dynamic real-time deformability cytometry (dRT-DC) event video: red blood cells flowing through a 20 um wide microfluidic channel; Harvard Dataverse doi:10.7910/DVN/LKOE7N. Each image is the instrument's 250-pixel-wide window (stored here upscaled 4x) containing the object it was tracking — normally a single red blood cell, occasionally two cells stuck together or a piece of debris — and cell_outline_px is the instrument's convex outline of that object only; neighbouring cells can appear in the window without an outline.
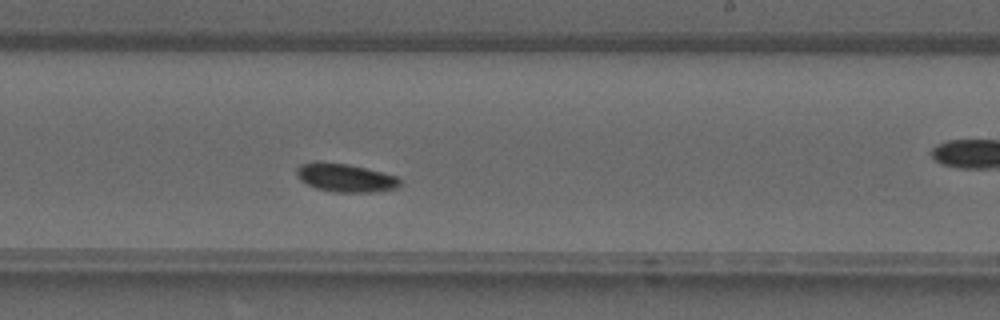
{"species": "common noctule bat (a hibernating species)", "species_latin": "Nyctalus noctula", "temperature_condition": "warm", "stored_images_in_passage": 31, "camera_frame_rate_fps": 3000, "um_per_image_px": 0.085, "animal": {"sex": "male", "forearm_length_mm": 52.5}, "frame": {"image": 1, "passage_image": 14, "time_ms": 4.333, "image_size_px": [1000, 320], "cell_outline_px": [[400, 184], [396, 188], [376, 192], [332, 192], [316, 188], [300, 180], [296, 176], [296, 168], [300, 164], [316, 160], [320, 160], [348, 164], [400, 176]], "centroid_in_image_um": [29.33, 15.09], "position_along_channel_um": 259.7, "area_um2": 17.46}}
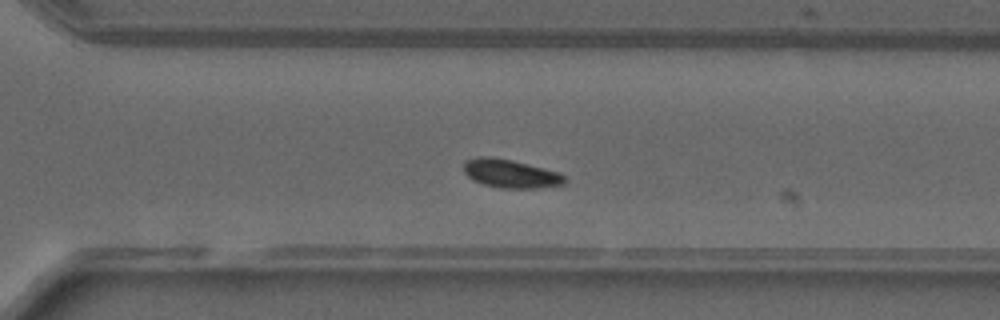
{"frame": {"image": 2, "passage_image": 18, "time_ms": 5.667, "image_size_px": [1000, 320], "cell_outline_px": [[568, 180], [564, 184], [536, 188], [500, 188], [484, 184], [472, 180], [464, 172], [464, 160], [480, 156], [492, 156], [512, 160], [560, 172]], "centroid_in_image_um": [43.39, 14.75], "position_along_channel_um": 327.2, "area_um2": 16.88}}